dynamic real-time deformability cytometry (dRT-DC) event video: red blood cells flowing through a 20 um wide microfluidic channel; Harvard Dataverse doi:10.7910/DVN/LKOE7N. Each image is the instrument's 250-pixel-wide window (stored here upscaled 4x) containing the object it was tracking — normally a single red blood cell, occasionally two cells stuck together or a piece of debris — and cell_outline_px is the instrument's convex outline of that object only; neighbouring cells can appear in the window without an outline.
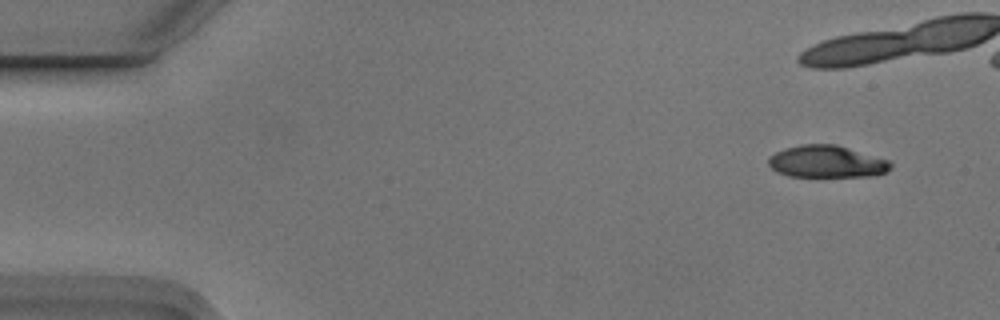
{"species": "Egyptian fruit bat (a non-hibernating species)", "species_latin": "Rousettus aegyptiacus", "temperature_condition": "cold", "stored_images_in_passage": 9, "camera_frame_rate_fps": 3000, "um_per_image_px": 0.085, "animal": {"sex": "male"}, "frame": {"image": 1, "passage_image": 1, "time_ms": 0.0, "image_size_px": [1000, 320], "cell_outline_px": [[892, 168], [888, 172], [876, 176], [788, 176], [776, 172], [768, 164], [768, 156], [784, 148], [800, 144], [836, 144], [888, 160], [892, 164]], "centroid_in_image_um": [70.27, 13.74], "position_along_channel_um": 14.7, "area_um2": 23.0}}